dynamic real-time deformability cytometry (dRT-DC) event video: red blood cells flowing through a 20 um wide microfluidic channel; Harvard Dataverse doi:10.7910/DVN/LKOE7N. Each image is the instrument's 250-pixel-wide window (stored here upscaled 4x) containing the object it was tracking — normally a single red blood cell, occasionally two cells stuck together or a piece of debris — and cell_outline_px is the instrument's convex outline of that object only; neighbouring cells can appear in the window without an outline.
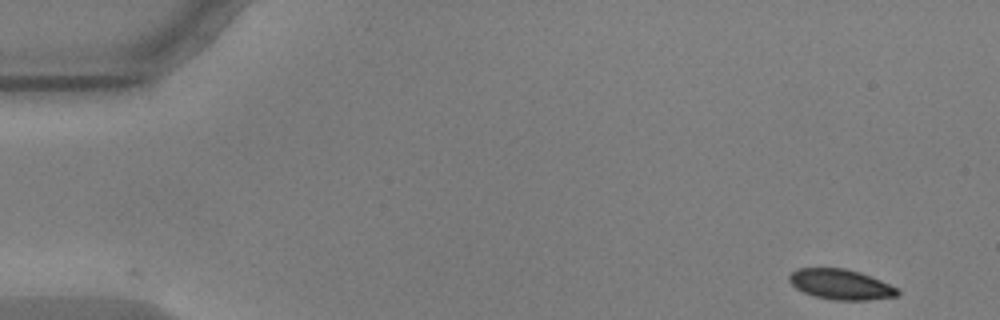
{"species": "common noctule bat (a hibernating species)", "species_latin": "Nyctalus noctula", "temperature_condition": "warm", "stored_images_in_passage": 54, "camera_frame_rate_fps": 3000, "um_per_image_px": 0.085, "animal": {"sex": "male", "body_mass_g": 17.9, "forearm_length_mm": 54.2}, "frame": {"image": 1, "passage_image": 1, "time_ms": 0.0, "image_size_px": [1000, 320], "cell_outline_px": [[900, 292], [896, 296], [868, 300], [832, 300], [812, 296], [796, 288], [788, 280], [788, 276], [796, 268], [844, 268], [860, 272], [880, 280], [896, 288]], "centroid_in_image_um": [71.42, 24.17], "position_along_channel_um": 13.6, "area_um2": 19.07}}
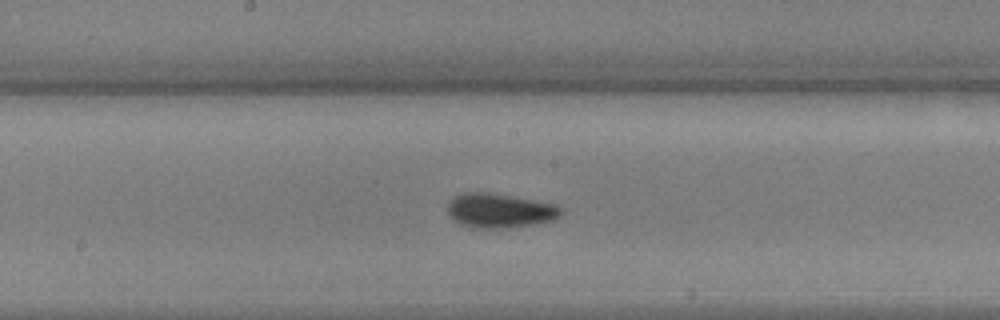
{"frame": {"image": 2, "passage_image": 27, "time_ms": 8.667, "image_size_px": [1000, 320], "cell_outline_px": [[564, 212], [560, 216], [552, 220], [532, 224], [508, 228], [476, 228], [460, 224], [452, 220], [448, 216], [448, 204], [456, 196], [464, 192], [488, 192], [512, 196], [556, 204]], "centroid_in_image_um": [42.46, 17.9], "position_along_channel_um": 205.7, "area_um2": 22.72}}
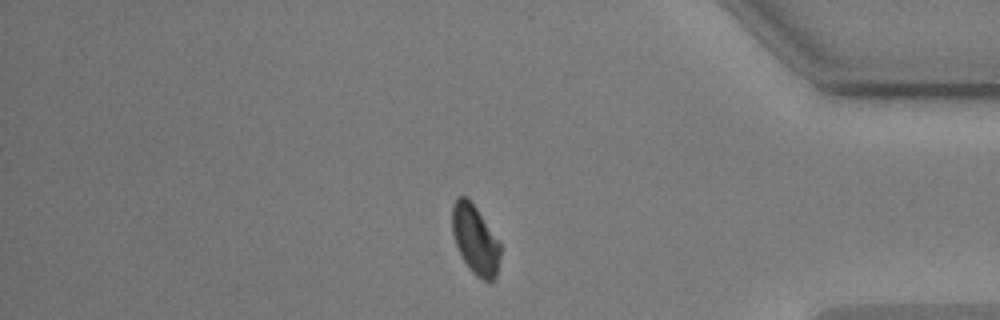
{"frame": {"image": 3, "passage_image": 45, "time_ms": 14.667, "image_size_px": [1000, 320], "cell_outline_px": [[500, 256], [496, 276], [488, 284], [476, 276], [468, 268], [452, 236], [452, 204], [460, 196], [468, 196], [500, 244]], "centroid_in_image_um": [40.38, 20.39], "position_along_channel_um": 394.8, "area_um2": 19.25}, "authors_computed_cell_mechanics": {"area_um2": 20.4612, "velocity_mm_per_s": 3.59, "shape_relaxation_time_tau1_ms": 2.2339, "shape_relaxation_time_tau2_ms": null, "deformation_change_tau1": 0.0907, "deformation_change_tau2": null}}